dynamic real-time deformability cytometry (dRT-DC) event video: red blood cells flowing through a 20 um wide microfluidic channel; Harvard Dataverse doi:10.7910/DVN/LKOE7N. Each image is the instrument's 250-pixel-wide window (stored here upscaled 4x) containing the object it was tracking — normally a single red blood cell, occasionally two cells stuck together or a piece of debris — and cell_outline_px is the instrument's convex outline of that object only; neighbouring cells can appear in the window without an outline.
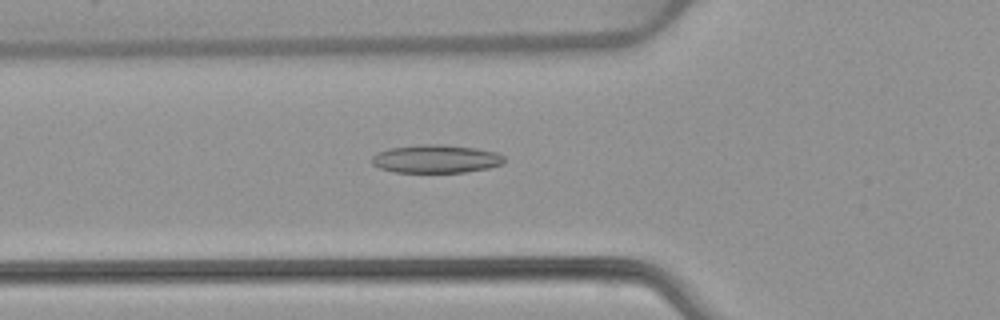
{"species": "common noctule bat (a hibernating species)", "species_latin": "Nyctalus noctula", "temperature_condition": "warm", "stored_images_in_passage": 49, "camera_frame_rate_fps": 3000, "um_per_image_px": 0.085, "animal": {"sex": "female", "body_mass_g": 22.7, "forearm_length_mm": 54.2}, "frame": {"image": 1, "passage_image": 19, "time_ms": 6.0, "image_size_px": [1000, 320], "cell_outline_px": [[504, 164], [488, 168], [464, 172], [392, 172], [380, 168], [372, 164], [372, 156], [376, 152], [388, 148], [420, 144], [444, 144], [476, 148], [496, 152], [504, 156]], "centroid_in_image_um": [37.04, 13.49], "position_along_channel_um": 88.8, "area_um2": 21.96}}
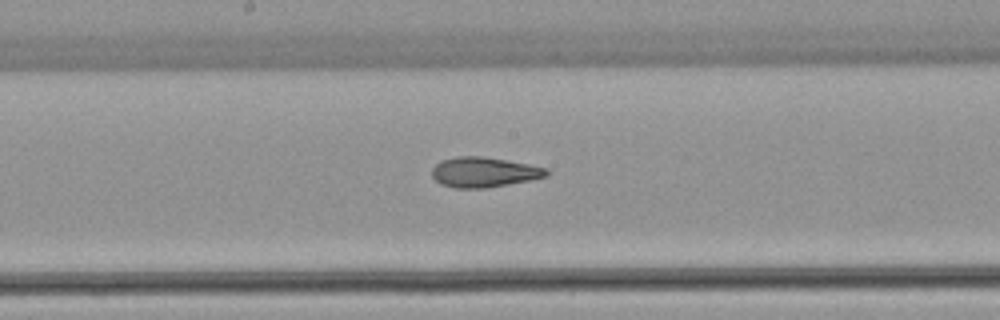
{"frame": {"image": 2, "passage_image": 28, "time_ms": 9.0, "image_size_px": [1000, 320], "cell_outline_px": [[548, 176], [532, 180], [484, 188], [456, 188], [440, 184], [432, 176], [432, 168], [440, 160], [456, 156], [484, 156], [528, 164], [548, 168]], "centroid_in_image_um": [41.13, 14.63], "position_along_channel_um": 207.1, "area_um2": 20.17}}
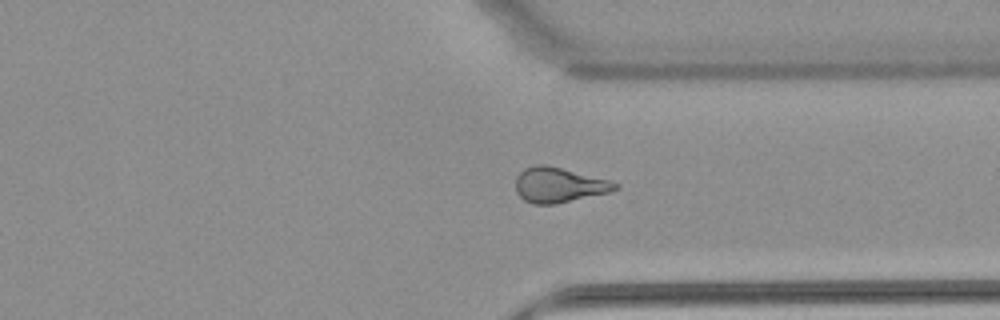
{"frame": {"image": 3, "passage_image": 40, "time_ms": 13.0, "image_size_px": [1000, 320], "cell_outline_px": [[620, 188], [608, 192], [556, 204], [532, 204], [524, 200], [516, 192], [516, 176], [524, 168], [536, 164], [544, 164], [612, 180], [620, 184]], "centroid_in_image_um": [47.51, 15.72], "position_along_channel_um": 363.9, "area_um2": 20.4}, "authors_computed_cell_mechanics": {"area_um2": 20.9814, "velocity_mm_per_s": 3.9228, "shape_relaxation_time_tau1_ms": null, "shape_relaxation_time_tau2_ms": 2.9936, "deformation_change_tau1": null, "deformation_change_tau2": 0.1175}}